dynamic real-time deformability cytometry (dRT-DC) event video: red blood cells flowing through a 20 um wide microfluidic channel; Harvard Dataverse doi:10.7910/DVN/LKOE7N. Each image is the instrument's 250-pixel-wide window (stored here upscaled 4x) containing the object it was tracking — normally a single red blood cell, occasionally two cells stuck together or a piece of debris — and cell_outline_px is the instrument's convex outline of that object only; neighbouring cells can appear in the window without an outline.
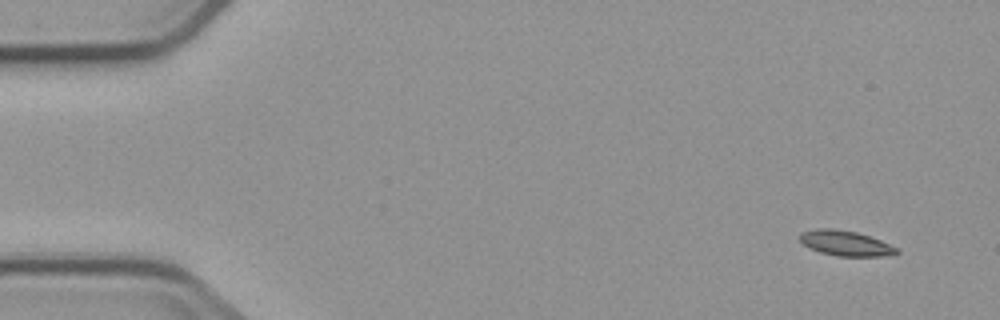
{"species": "common noctule bat (a hibernating species)", "species_latin": "Nyctalus noctula", "temperature_condition": "cold", "stored_images_in_passage": 6, "segment_of_instrument_passage": [1, 2], "camera_frame_rate_fps": 3000, "um_per_image_px": 0.085, "animal": {"sex": "male", "body_mass_g": 23.1, "forearm_length_mm": 52.7}, "frame": {"image": 1, "passage_image": 1, "time_ms": 0.0, "image_size_px": [1000, 320], "cell_outline_px": [[900, 252], [880, 256], [836, 256], [820, 252], [804, 244], [800, 240], [800, 232], [816, 228], [832, 228], [856, 232], [880, 240], [896, 248]], "centroid_in_image_um": [71.82, 20.66], "position_along_channel_um": 13.2, "area_um2": 13.93}}
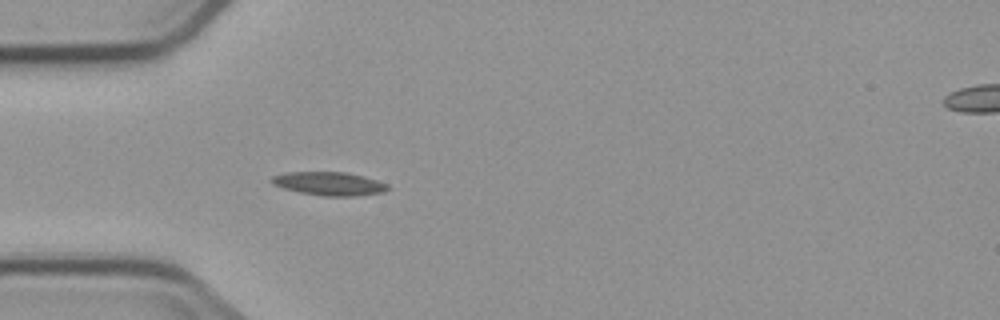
{"frame": {"image": 2, "passage_image": 5, "time_ms": 4.333, "image_size_px": [1000, 320], "cell_outline_px": [[388, 188], [384, 192], [352, 196], [324, 196], [300, 192], [284, 188], [272, 184], [268, 180], [272, 176], [288, 172], [348, 172], [364, 176], [388, 184]], "centroid_in_image_um": [27.96, 15.6], "position_along_channel_um": 57.0, "area_um2": 15.84}}